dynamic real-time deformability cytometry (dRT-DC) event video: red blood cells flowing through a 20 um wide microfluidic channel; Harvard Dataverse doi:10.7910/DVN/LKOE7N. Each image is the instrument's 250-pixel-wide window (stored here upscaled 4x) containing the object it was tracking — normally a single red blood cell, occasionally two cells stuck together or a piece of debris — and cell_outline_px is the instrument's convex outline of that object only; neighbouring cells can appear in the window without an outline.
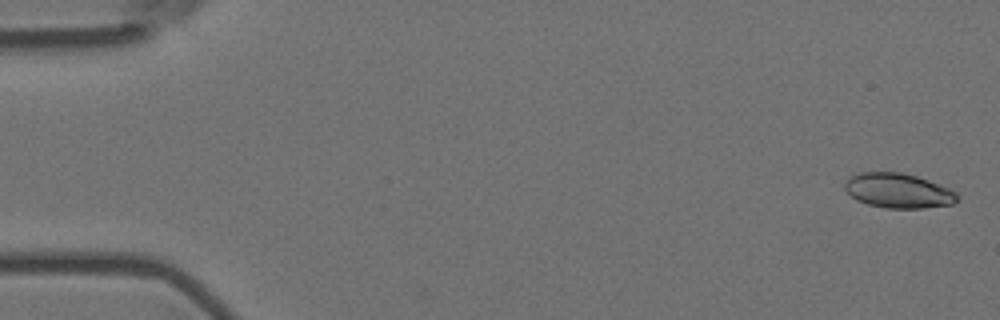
{"species": "Egyptian fruit bat (a non-hibernating species)", "species_latin": "Rousettus aegyptiacus", "temperature_condition": "room temperature", "stored_images_in_passage": 5, "camera_frame_rate_fps": 3000, "um_per_image_px": 0.085, "animal": {"sex": "female"}, "frame": {"image": 1, "passage_image": 1, "time_ms": 0.0, "image_size_px": [1000, 320], "cell_outline_px": [[960, 196], [952, 204], [924, 208], [884, 208], [868, 204], [856, 200], [844, 188], [844, 184], [848, 176], [860, 172], [904, 172], [928, 180], [948, 188], [956, 192]], "centroid_in_image_um": [76.32, 16.2], "position_along_channel_um": 8.7, "area_um2": 22.83}}
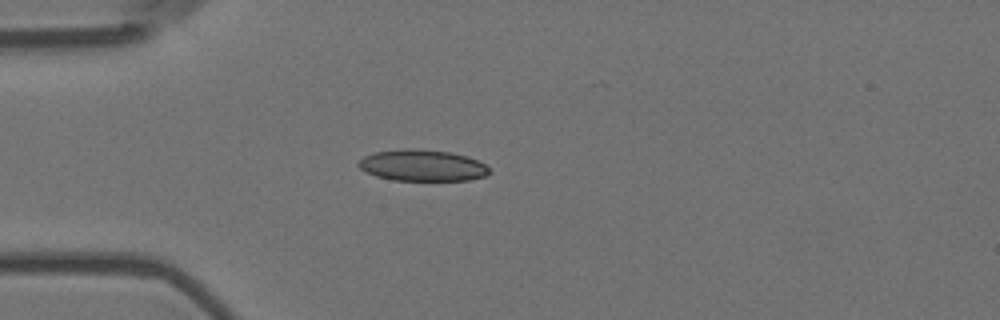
{"frame": {"image": 2, "passage_image": 5, "time_ms": 1.333, "image_size_px": [1000, 320], "cell_outline_px": [[488, 172], [484, 176], [468, 180], [392, 180], [376, 176], [360, 168], [356, 164], [364, 156], [376, 152], [404, 148], [416, 148], [448, 152], [468, 156], [484, 164], [488, 168]], "centroid_in_image_um": [35.87, 14.05], "position_along_channel_um": 49.1, "area_um2": 23.7}}